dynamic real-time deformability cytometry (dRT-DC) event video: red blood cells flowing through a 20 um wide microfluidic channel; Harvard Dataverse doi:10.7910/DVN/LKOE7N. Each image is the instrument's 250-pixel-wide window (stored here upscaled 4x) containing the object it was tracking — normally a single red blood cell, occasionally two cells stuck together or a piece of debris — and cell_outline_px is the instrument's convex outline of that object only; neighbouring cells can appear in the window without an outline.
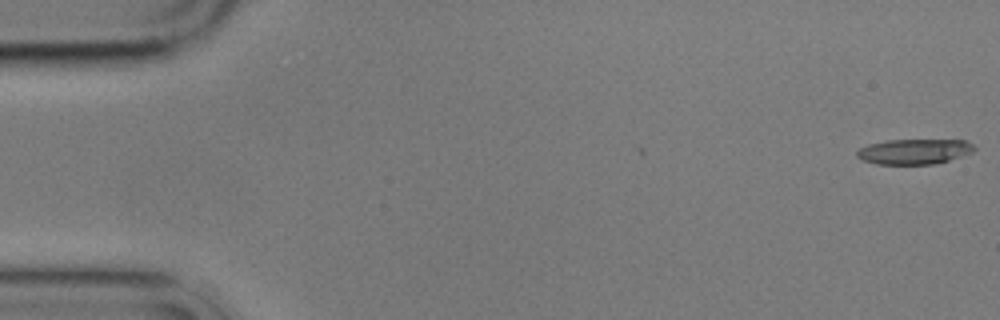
{"species": "common noctule bat (a hibernating species)", "species_latin": "Nyctalus noctula", "temperature_condition": "cold", "stored_images_in_passage": 3, "camera_frame_rate_fps": 3000, "um_per_image_px": 0.085, "animal": {"sex": "male", "body_mass_g": 17.9}, "frame": {"image": 1, "passage_image": 1, "time_ms": 0.0, "image_size_px": [1000, 320], "cell_outline_px": [[976, 148], [972, 152], [948, 160], [932, 164], [876, 164], [864, 160], [856, 156], [856, 152], [860, 148], [868, 144], [888, 140], [964, 140], [972, 144]], "centroid_in_image_um": [77.69, 12.87], "position_along_channel_um": 7.3, "area_um2": 17.05}}